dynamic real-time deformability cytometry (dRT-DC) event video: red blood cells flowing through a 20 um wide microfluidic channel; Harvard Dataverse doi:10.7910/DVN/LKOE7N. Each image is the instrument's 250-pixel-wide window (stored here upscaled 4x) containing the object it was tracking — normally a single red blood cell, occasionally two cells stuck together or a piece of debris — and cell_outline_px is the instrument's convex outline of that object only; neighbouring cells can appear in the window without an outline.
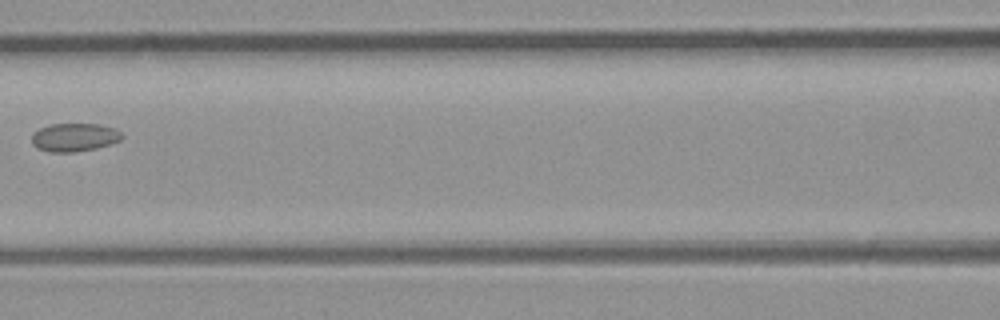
{"species": "common noctule bat (a hibernating species)", "species_latin": "Nyctalus noctula", "temperature_condition": "room temperature", "stored_images_in_passage": 5, "camera_frame_rate_fps": 3000, "um_per_image_px": 0.085, "animal": {"sex": "male", "body_mass_g": 23.1, "forearm_length_mm": 52.7}, "frame": {"image": 1, "passage_image": 4, "time_ms": 3.667, "image_size_px": [1000, 320], "cell_outline_px": [[124, 136], [120, 140], [112, 144], [96, 148], [72, 152], [52, 152], [36, 148], [32, 144], [32, 132], [48, 124], [100, 124], [116, 128]], "centroid_in_image_um": [6.32, 11.66], "position_along_channel_um": 160.3, "area_um2": 15.03}}
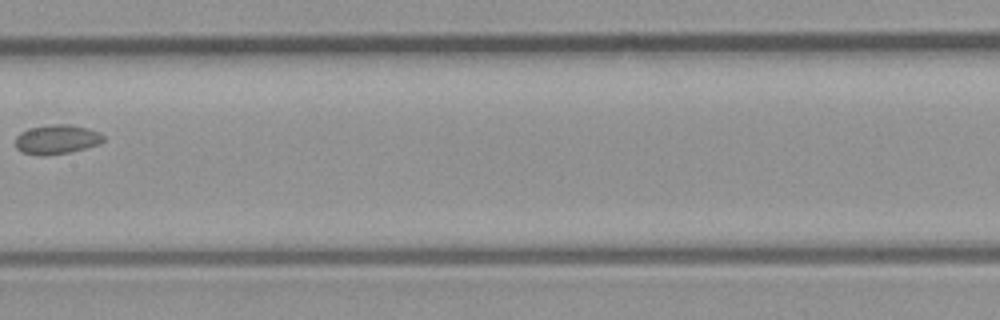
{"frame": {"image": 2, "passage_image": 5, "time_ms": 4.667, "image_size_px": [1000, 320], "cell_outline_px": [[104, 140], [100, 144], [68, 152], [48, 156], [40, 156], [20, 152], [16, 148], [16, 136], [20, 132], [28, 128], [56, 124], [68, 124], [88, 128], [100, 132], [104, 136]], "centroid_in_image_um": [4.81, 11.85], "position_along_channel_um": 202.6, "area_um2": 15.2}}